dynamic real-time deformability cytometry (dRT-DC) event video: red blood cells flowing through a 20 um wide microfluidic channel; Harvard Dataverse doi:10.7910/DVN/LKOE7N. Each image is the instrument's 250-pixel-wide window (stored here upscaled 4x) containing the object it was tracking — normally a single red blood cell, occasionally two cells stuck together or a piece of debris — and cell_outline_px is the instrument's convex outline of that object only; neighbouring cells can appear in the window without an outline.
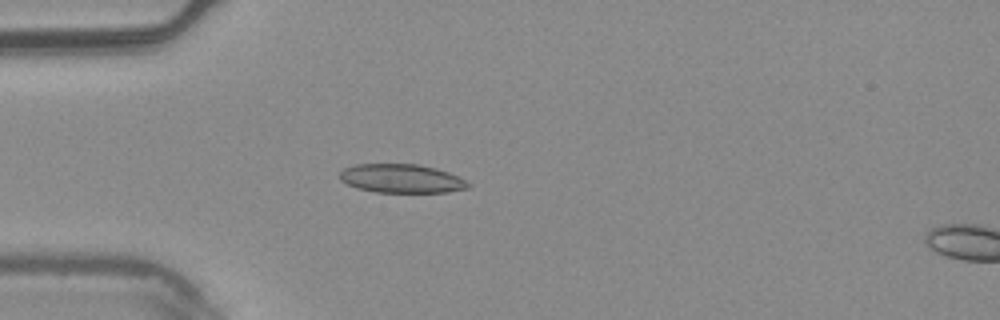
{"species": "common noctule bat (a hibernating species)", "species_latin": "Nyctalus noctula", "temperature_condition": "warm", "stored_images_in_passage": 6, "camera_frame_rate_fps": 3000, "um_per_image_px": 0.085, "animal": {"sex": "male", "body_mass_g": 20.4}, "frame": {"image": 1, "passage_image": 5, "time_ms": 1.333, "image_size_px": [1000, 320], "cell_outline_px": [[472, 184], [468, 188], [448, 192], [376, 192], [356, 188], [340, 180], [340, 172], [344, 168], [356, 164], [420, 164], [436, 168], [448, 172]], "centroid_in_image_um": [34.12, 15.17], "position_along_channel_um": 50.9, "area_um2": 21.5}}